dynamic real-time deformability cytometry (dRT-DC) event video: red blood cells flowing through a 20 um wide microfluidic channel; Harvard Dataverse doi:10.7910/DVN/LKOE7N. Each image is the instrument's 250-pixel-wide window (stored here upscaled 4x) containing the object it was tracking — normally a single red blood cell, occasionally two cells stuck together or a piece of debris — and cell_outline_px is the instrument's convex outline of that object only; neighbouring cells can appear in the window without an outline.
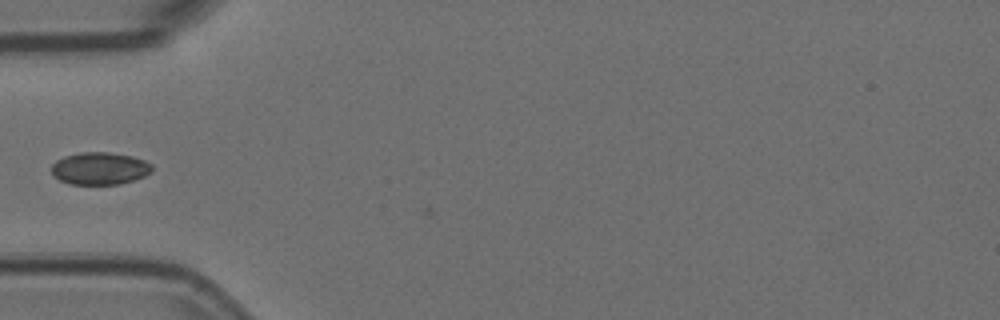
{"species": "Egyptian fruit bat (a non-hibernating species)", "species_latin": "Rousettus aegyptiacus", "temperature_condition": "room temperature", "stored_images_in_passage": 37, "camera_frame_rate_fps": 3000, "um_per_image_px": 0.085, "animal": {"sex": "female"}, "frame": {"image": 1, "passage_image": 1, "time_ms": 0.0, "image_size_px": [1000, 320], "cell_outline_px": [[152, 172], [144, 176], [120, 184], [68, 184], [52, 176], [52, 164], [56, 160], [64, 156], [80, 152], [108, 152], [132, 156], [144, 160], [152, 164]], "centroid_in_image_um": [8.46, 14.31], "position_along_channel_um": 76.5, "area_um2": 19.07}}
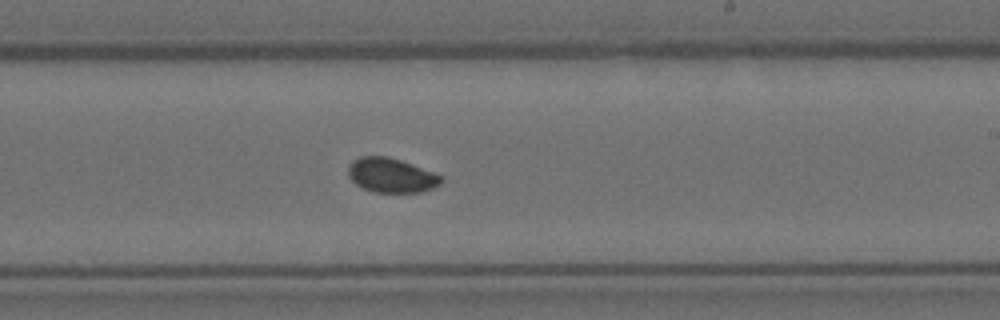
{"frame": {"image": 2, "passage_image": 16, "time_ms": 5.0, "image_size_px": [1000, 320], "cell_outline_px": [[444, 180], [440, 184], [432, 188], [420, 192], [372, 192], [356, 184], [348, 176], [348, 164], [352, 160], [360, 156], [388, 156], [412, 164], [444, 176]], "centroid_in_image_um": [33.25, 14.89], "position_along_channel_um": 255.7, "area_um2": 18.79}}
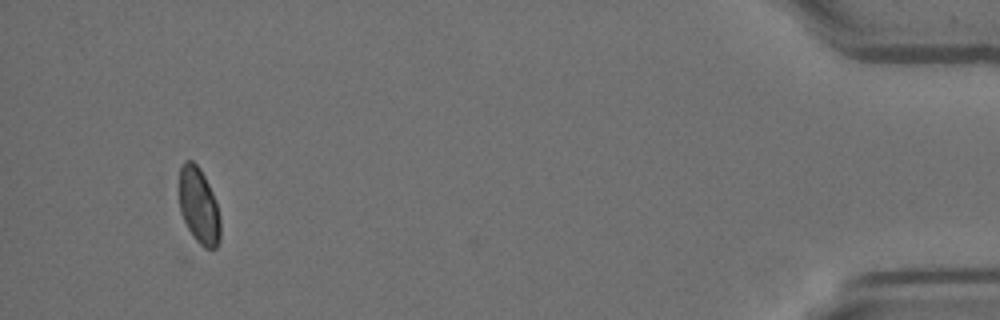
{"frame": {"image": 3, "passage_image": 36, "time_ms": 11.667, "image_size_px": [1000, 320], "cell_outline_px": [[220, 240], [216, 248], [204, 248], [192, 236], [180, 212], [180, 168], [184, 160], [192, 160], [200, 168], [212, 192], [220, 216]], "centroid_in_image_um": [16.91, 17.51], "position_along_channel_um": 418.3, "area_um2": 18.09}}